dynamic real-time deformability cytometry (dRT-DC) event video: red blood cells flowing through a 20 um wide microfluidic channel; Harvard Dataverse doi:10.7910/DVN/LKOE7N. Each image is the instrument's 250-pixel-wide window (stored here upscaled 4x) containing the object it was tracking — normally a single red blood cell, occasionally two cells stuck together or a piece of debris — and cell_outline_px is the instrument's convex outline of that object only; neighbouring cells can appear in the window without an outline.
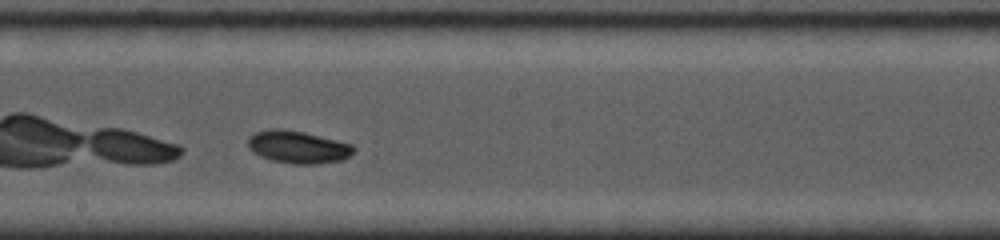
{"species": "common noctule bat (a hibernating species)", "species_latin": "Nyctalus noctula", "temperature_condition": "cold", "stored_images_in_passage": 27, "camera_frame_rate_fps": 5000, "um_per_image_px": 0.085, "animal": {"sex": "female", "body_mass_g": 19.0, "forearm_length_mm": 53.3}, "frame": {"image": 1, "passage_image": 12, "time_ms": 4.0, "image_size_px": [1000, 240], "cell_outline_px": [[356, 148], [344, 160], [316, 164], [292, 164], [272, 160], [260, 156], [252, 152], [248, 148], [248, 136], [256, 132], [268, 128], [280, 128], [304, 132], [352, 144]], "centroid_in_image_um": [25.29, 12.49], "position_along_channel_um": 222.9, "area_um2": 20.17}}